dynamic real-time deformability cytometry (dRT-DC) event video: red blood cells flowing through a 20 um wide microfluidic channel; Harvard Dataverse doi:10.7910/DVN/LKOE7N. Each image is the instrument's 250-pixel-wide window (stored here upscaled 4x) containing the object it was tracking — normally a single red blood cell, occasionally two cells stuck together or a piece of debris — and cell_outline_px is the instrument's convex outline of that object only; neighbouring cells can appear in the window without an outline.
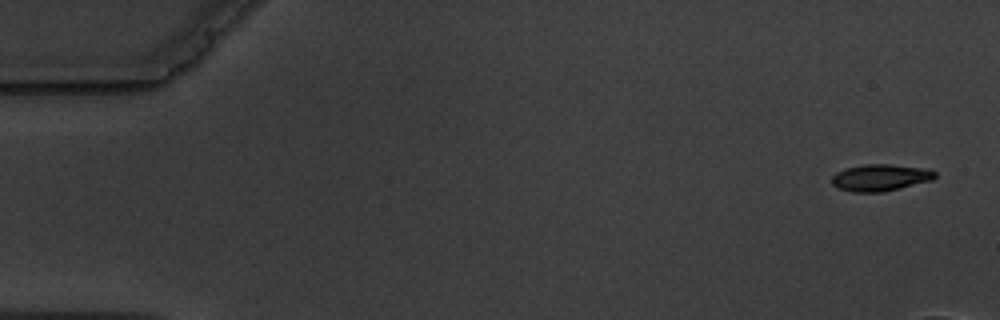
{"species": "common noctule bat (a hibernating species)", "species_latin": "Nyctalus noctula", "temperature_condition": "warm", "stored_images_in_passage": 7, "camera_frame_rate_fps": 3000, "um_per_image_px": 0.085, "animal": {"sex": "male", "body_mass_g": 19.5, "forearm_length_mm": 54.6}, "frame": {"image": 1, "passage_image": 1, "time_ms": 0.0, "image_size_px": [1000, 320], "cell_outline_px": [[936, 176], [932, 180], [880, 192], [852, 192], [840, 188], [832, 184], [832, 176], [836, 172], [844, 168], [864, 164], [888, 164], [928, 168], [936, 172]], "centroid_in_image_um": [74.82, 15.08], "position_along_channel_um": 10.2, "area_um2": 16.01}}